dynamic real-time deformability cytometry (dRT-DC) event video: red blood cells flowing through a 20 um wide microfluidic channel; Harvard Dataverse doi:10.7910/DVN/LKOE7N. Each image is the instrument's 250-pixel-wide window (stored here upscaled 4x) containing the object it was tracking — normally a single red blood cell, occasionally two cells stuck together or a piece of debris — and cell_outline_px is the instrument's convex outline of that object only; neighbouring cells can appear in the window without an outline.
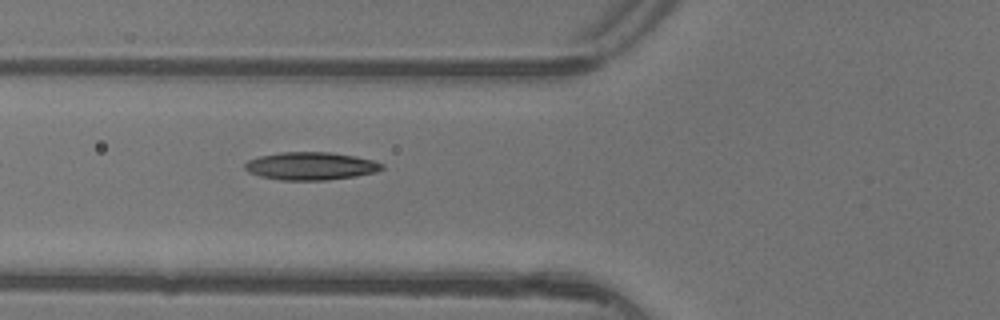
{"species": "common noctule bat (a hibernating species)", "species_latin": "Nyctalus noctula", "temperature_condition": "warm", "stored_images_in_passage": 3, "camera_frame_rate_fps": 3000, "um_per_image_px": 0.085, "animal": {"sex": "female"}, "frame": {"image": 1, "passage_image": 3, "time_ms": 0.667, "image_size_px": [1000, 320], "cell_outline_px": [[384, 168], [376, 172], [356, 176], [324, 180], [280, 180], [260, 176], [248, 172], [244, 168], [244, 164], [248, 160], [260, 156], [280, 152], [332, 152], [356, 156], [372, 160], [384, 164]], "centroid_in_image_um": [26.42, 14.11], "position_along_channel_um": 99.4, "area_um2": 22.31}}